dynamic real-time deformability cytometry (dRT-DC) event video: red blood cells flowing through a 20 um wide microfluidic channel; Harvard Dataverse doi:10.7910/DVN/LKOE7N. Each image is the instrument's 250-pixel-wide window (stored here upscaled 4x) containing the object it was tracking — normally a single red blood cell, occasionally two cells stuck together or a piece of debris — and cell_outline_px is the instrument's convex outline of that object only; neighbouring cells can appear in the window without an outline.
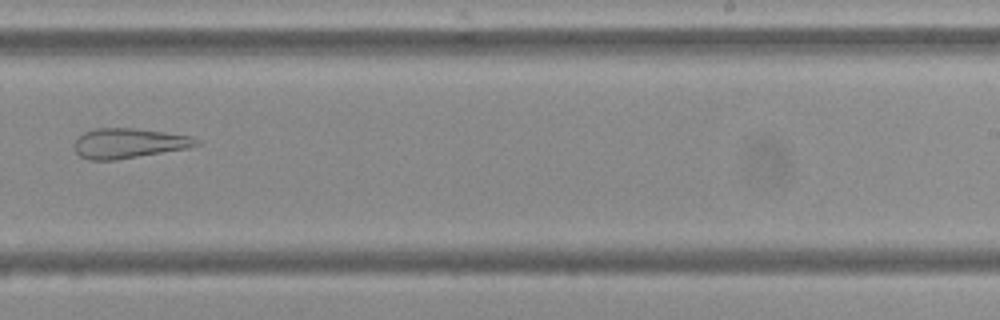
{"species": "Egyptian fruit bat (a non-hibernating species)", "species_latin": "Rousettus aegyptiacus", "temperature_condition": "cold", "stored_images_in_passage": 10, "camera_frame_rate_fps": 3000, "um_per_image_px": 0.085, "frame": {"image": 1, "passage_image": 9, "time_ms": 9.667, "image_size_px": [1000, 320], "cell_outline_px": [[200, 144], [188, 148], [116, 160], [88, 160], [80, 156], [72, 148], [72, 144], [84, 132], [96, 128], [132, 128], [164, 132], [188, 136], [200, 140]], "centroid_in_image_um": [10.9, 12.18], "position_along_channel_um": 278.1, "area_um2": 21.27}}